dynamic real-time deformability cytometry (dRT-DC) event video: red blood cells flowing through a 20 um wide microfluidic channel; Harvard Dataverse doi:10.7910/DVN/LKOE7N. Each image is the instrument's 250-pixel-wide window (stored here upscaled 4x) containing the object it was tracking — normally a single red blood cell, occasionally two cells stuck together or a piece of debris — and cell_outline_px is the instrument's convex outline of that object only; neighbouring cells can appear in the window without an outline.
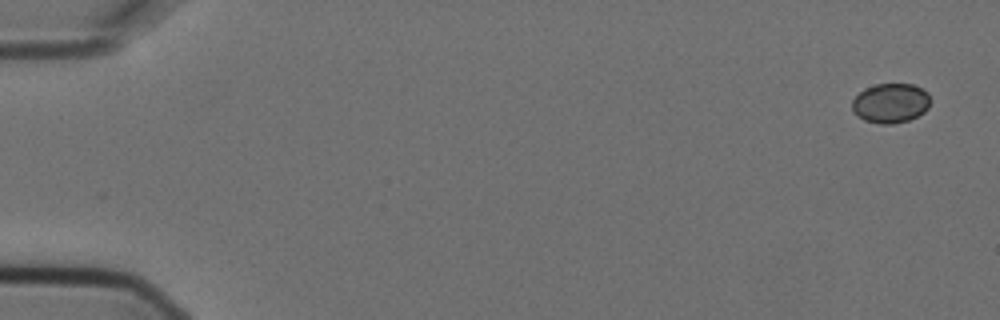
{"species": "Egyptian fruit bat (a non-hibernating species)", "species_latin": "Rousettus aegyptiacus", "temperature_condition": "cold", "stored_images_in_passage": 6, "camera_frame_rate_fps": 3000, "um_per_image_px": 0.085, "animal": {"sex": "female"}, "frame": {"image": 1, "passage_image": 1, "time_ms": 0.0, "image_size_px": [1000, 320], "cell_outline_px": [[928, 108], [924, 112], [908, 120], [892, 124], [880, 124], [864, 120], [852, 108], [852, 100], [864, 88], [876, 84], [912, 84], [928, 92]], "centroid_in_image_um": [75.69, 8.76], "position_along_channel_um": 9.3, "area_um2": 17.8}}
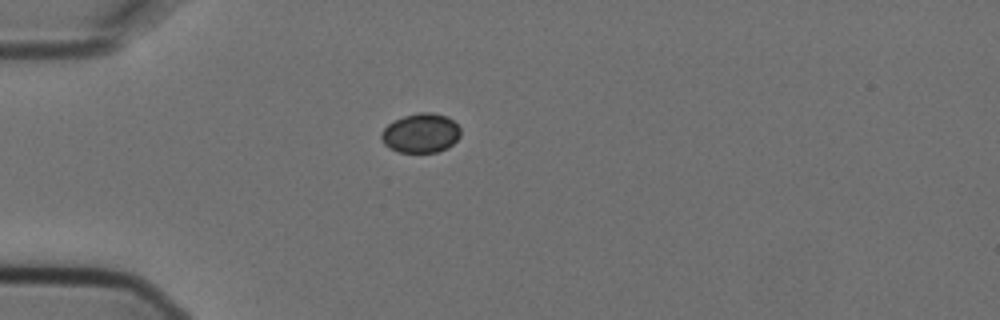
{"frame": {"image": 2, "passage_image": 5, "time_ms": 1.333, "image_size_px": [1000, 320], "cell_outline_px": [[460, 136], [448, 148], [436, 152], [396, 152], [388, 148], [380, 140], [380, 132], [388, 124], [404, 116], [420, 112], [432, 112], [448, 116], [460, 128]], "centroid_in_image_um": [35.74, 11.32], "position_along_channel_um": 49.3, "area_um2": 18.32}}